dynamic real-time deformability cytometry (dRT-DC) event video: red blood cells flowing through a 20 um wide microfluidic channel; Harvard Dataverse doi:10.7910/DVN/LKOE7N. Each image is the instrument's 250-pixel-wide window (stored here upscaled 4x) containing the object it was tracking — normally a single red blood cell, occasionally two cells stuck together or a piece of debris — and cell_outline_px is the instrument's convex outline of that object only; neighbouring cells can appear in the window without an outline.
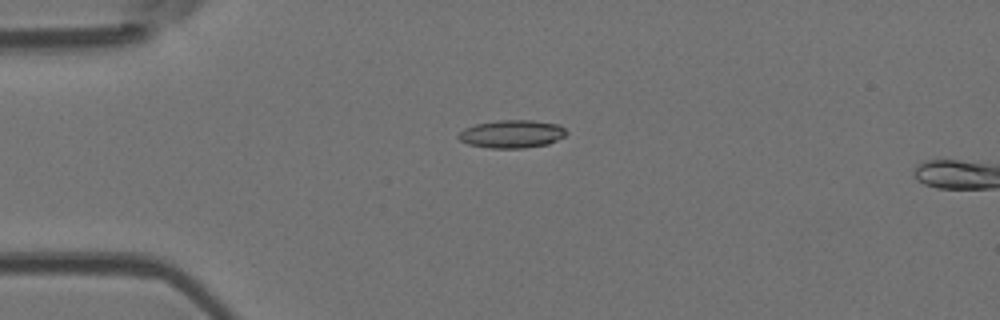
{"species": "Egyptian fruit bat (a non-hibernating species)", "species_latin": "Rousettus aegyptiacus", "temperature_condition": "room temperature", "stored_images_in_passage": 4, "camera_frame_rate_fps": 3000, "um_per_image_px": 0.085, "animal": {"sex": "female"}, "frame": {"image": 1, "passage_image": 3, "time_ms": 2.333, "image_size_px": [1000, 320], "cell_outline_px": [[568, 132], [564, 136], [548, 144], [524, 148], [488, 148], [468, 144], [460, 140], [456, 136], [464, 128], [476, 124], [496, 120], [532, 120], [560, 124]], "centroid_in_image_um": [43.5, 11.38], "position_along_channel_um": 41.5, "area_um2": 17.69}}